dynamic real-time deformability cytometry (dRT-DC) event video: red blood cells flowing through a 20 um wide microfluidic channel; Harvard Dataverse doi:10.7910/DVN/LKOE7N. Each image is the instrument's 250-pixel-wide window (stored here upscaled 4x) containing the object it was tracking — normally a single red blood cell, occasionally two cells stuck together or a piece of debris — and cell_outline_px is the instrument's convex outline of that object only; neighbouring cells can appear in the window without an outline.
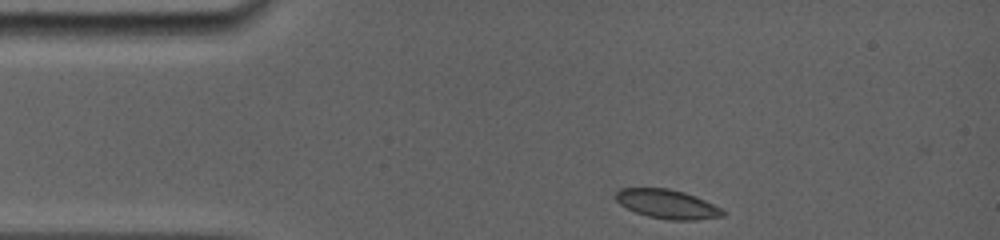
{"species": "common noctule bat (a hibernating species)", "species_latin": "Nyctalus noctula", "temperature_condition": "room temperature", "stored_images_in_passage": 10, "camera_frame_rate_fps": 5000, "um_per_image_px": 0.085, "animal": {"sex": "female", "body_mass_g": 19.0, "forearm_length_mm": 56.7}, "frame": {"image": 1, "passage_image": 1, "time_ms": 0.0, "image_size_px": [1000, 240], "cell_outline_px": [[728, 212], [724, 216], [696, 220], [668, 220], [648, 216], [636, 212], [620, 204], [616, 200], [616, 192], [620, 188], [668, 188], [684, 192], [704, 200]], "centroid_in_image_um": [56.73, 17.35], "position_along_channel_um": 28.3, "area_um2": 18.03}}
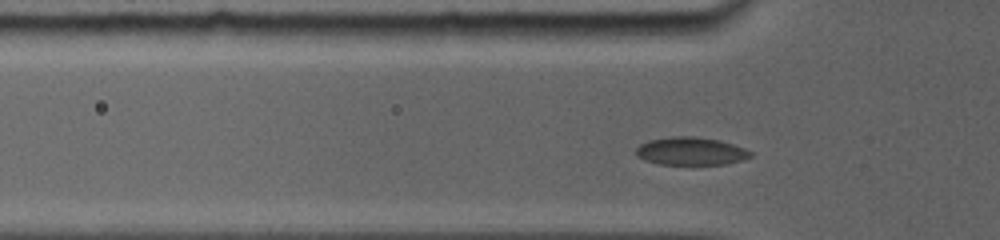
{"frame": {"image": 2, "passage_image": 9, "time_ms": 2.2, "image_size_px": [1000, 240], "cell_outline_px": [[752, 156], [740, 160], [724, 164], [660, 164], [644, 160], [636, 156], [636, 148], [640, 144], [648, 140], [668, 136], [696, 136], [720, 140], [744, 148], [752, 152]], "centroid_in_image_um": [58.68, 12.83], "position_along_channel_um": 67.1, "area_um2": 18.67}}